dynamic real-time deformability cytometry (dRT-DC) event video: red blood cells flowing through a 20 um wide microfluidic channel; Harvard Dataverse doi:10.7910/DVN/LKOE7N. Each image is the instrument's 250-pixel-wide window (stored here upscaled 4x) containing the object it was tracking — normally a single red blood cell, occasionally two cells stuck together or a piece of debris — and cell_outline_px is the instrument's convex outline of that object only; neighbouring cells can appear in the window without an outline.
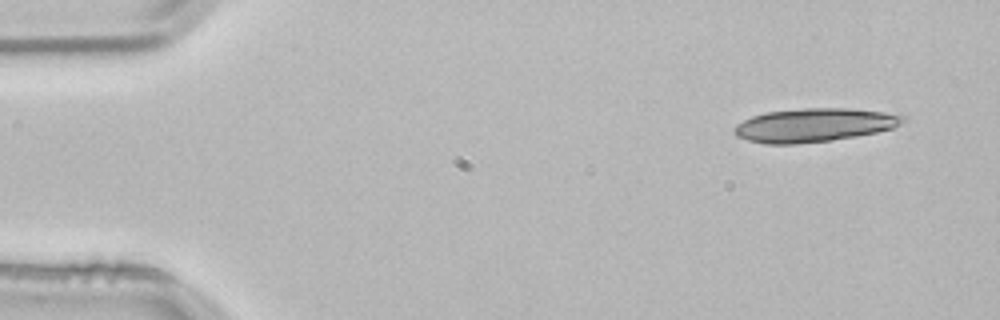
{"species": "common noctule bat (a hibernating species)", "species_latin": "Nyctalus noctula", "temperature_condition": "room temperature", "stored_images_in_passage": 4, "camera_frame_rate_fps": 3000, "um_per_image_px": 0.085, "animal": {"sex": "male", "body_mass_g": 21.5, "forearm_length_mm": 52.0}, "frame": {"image": 1, "passage_image": 1, "time_ms": 0.0, "image_size_px": [1000, 320], "cell_outline_px": [[908, 120], [892, 128], [876, 132], [856, 136], [828, 140], [796, 144], [764, 144], [748, 140], [736, 136], [732, 132], [732, 128], [736, 124], [752, 116], [768, 112], [804, 108], [848, 108], [884, 112], [904, 116]], "centroid_in_image_um": [69.17, 10.63], "position_along_channel_um": 15.8, "area_um2": 32.89}}